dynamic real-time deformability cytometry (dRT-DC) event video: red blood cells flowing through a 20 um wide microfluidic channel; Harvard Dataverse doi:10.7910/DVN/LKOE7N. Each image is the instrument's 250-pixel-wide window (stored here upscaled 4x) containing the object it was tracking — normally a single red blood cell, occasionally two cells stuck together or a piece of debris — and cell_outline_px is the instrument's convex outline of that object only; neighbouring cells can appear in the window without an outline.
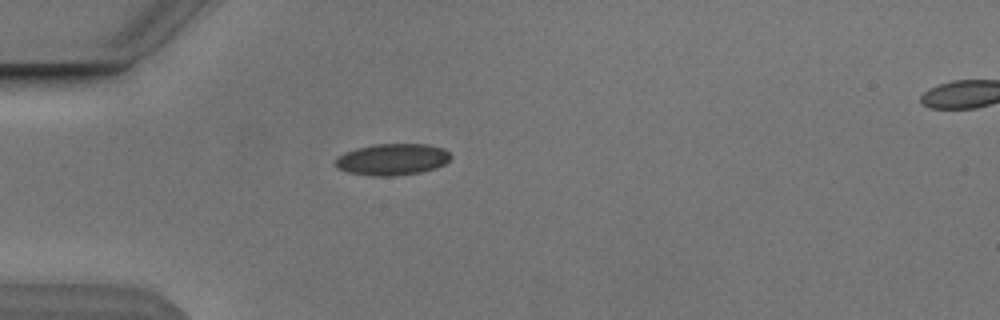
{"species": "Egyptian fruit bat (a non-hibernating species)", "species_latin": "Rousettus aegyptiacus", "temperature_condition": "cold", "stored_images_in_passage": 3, "camera_frame_rate_fps": 3000, "um_per_image_px": 0.085, "animal": {"sex": "male"}, "frame": {"image": 1, "passage_image": 3, "time_ms": 2.333, "image_size_px": [1000, 320], "cell_outline_px": [[452, 156], [444, 164], [436, 168], [420, 172], [392, 176], [372, 176], [348, 172], [336, 168], [336, 160], [344, 152], [356, 148], [376, 144], [428, 144], [444, 148]], "centroid_in_image_um": [33.36, 13.54], "position_along_channel_um": 51.6, "area_um2": 21.15}}